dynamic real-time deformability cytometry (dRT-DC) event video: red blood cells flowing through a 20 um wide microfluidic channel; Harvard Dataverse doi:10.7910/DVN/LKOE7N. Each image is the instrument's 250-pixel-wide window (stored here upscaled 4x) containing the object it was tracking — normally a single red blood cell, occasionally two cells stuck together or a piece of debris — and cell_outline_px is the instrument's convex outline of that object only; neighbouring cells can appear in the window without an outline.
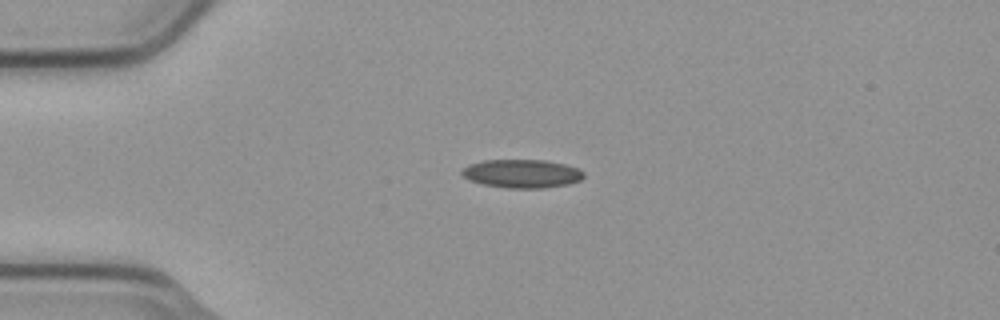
{"species": "common noctule bat (a hibernating species)", "species_latin": "Nyctalus noctula", "temperature_condition": "cold", "stored_images_in_passage": 1, "camera_frame_rate_fps": 3000, "um_per_image_px": 0.085, "animal": {"sex": "male", "body_mass_g": 23.1, "forearm_length_mm": 52.7}, "frame": {"image": 1, "passage_image": 1, "time_ms": 0.0, "image_size_px": [1000, 320], "cell_outline_px": [[584, 176], [580, 180], [568, 184], [544, 188], [508, 188], [484, 184], [468, 180], [460, 172], [468, 164], [484, 160], [544, 160], [564, 164], [576, 168], [584, 172]], "centroid_in_image_um": [44.35, 14.76], "position_along_channel_um": 40.7, "area_um2": 20.11}}